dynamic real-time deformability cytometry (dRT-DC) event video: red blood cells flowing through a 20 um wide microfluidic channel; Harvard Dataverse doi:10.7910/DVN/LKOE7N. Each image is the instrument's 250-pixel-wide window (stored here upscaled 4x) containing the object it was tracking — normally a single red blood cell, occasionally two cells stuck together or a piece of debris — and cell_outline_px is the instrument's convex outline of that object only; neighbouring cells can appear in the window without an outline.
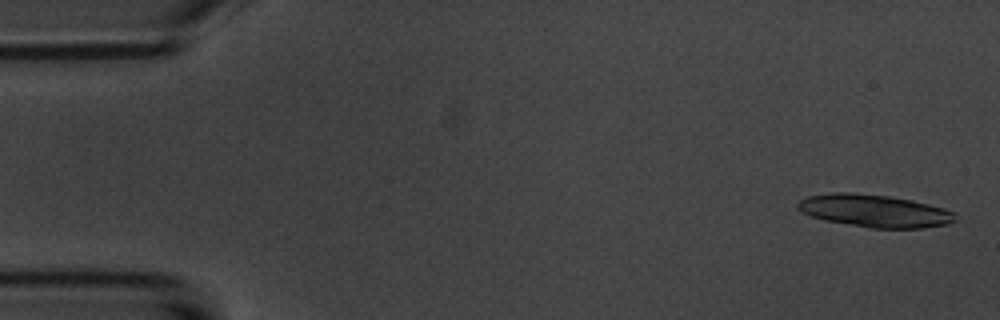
{"species": "common noctule bat (a hibernating species)", "species_latin": "Nyctalus noctula", "temperature_condition": "room temperature", "stored_images_in_passage": 5, "camera_frame_rate_fps": 3000, "um_per_image_px": 0.085, "animal": {"sex": "male", "body_mass_g": 20.1, "forearm_length_mm": 53.5}, "frame": {"image": 1, "passage_image": 1, "time_ms": 0.0, "image_size_px": [1000, 320], "cell_outline_px": [[956, 220], [948, 224], [924, 228], [868, 228], [824, 220], [812, 216], [796, 208], [796, 204], [800, 200], [808, 196], [832, 192], [852, 192], [888, 196], [912, 200], [944, 208], [956, 212]], "centroid_in_image_um": [74.35, 17.92], "position_along_channel_um": 10.7, "area_um2": 30.06}}